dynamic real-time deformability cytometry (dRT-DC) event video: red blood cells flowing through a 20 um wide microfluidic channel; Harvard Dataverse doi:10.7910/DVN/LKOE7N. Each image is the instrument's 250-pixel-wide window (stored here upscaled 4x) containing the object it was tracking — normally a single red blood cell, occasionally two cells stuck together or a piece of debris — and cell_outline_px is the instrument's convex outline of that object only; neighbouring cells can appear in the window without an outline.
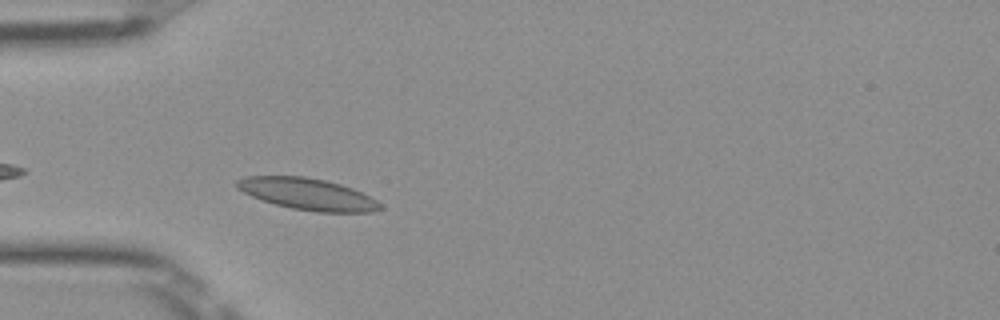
{"species": "Egyptian fruit bat (a non-hibernating species)", "species_latin": "Rousettus aegyptiacus", "temperature_condition": "room temperature", "stored_images_in_passage": 30, "camera_frame_rate_fps": 3000, "um_per_image_px": 0.085, "frame": {"image": 1, "passage_image": 3, "time_ms": 0.667, "image_size_px": [1000, 320], "cell_outline_px": [[384, 208], [372, 212], [316, 212], [292, 208], [276, 204], [252, 196], [236, 188], [236, 180], [244, 176], [304, 176], [324, 180], [340, 184], [352, 188], [376, 200]], "centroid_in_image_um": [26.14, 16.49], "position_along_channel_um": 58.9, "area_um2": 26.18}}
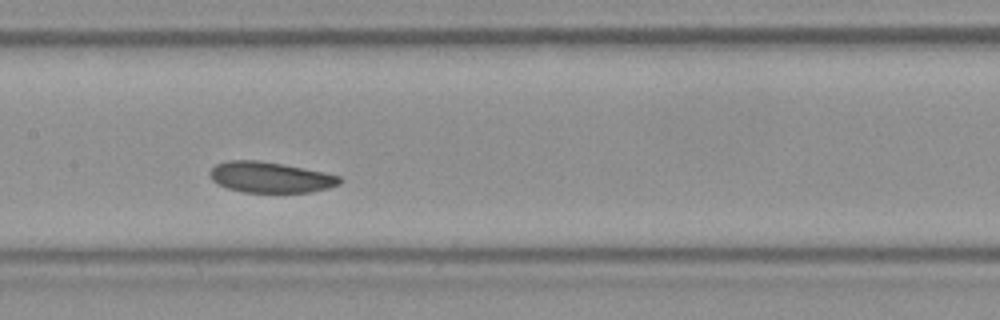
{"frame": {"image": 2, "passage_image": 13, "time_ms": 4.0, "image_size_px": [1000, 320], "cell_outline_px": [[344, 180], [340, 184], [328, 188], [312, 192], [244, 192], [228, 188], [212, 180], [208, 172], [216, 164], [228, 160], [260, 160], [284, 164], [324, 172], [340, 176]], "centroid_in_image_um": [23.0, 15.06], "position_along_channel_um": 184.4, "area_um2": 23.35}}
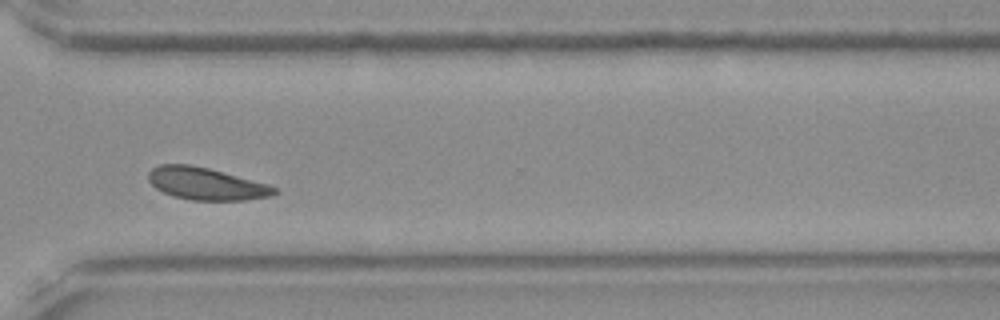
{"frame": {"image": 3, "passage_image": 26, "time_ms": 8.333, "image_size_px": [1000, 320], "cell_outline_px": [[276, 192], [272, 196], [244, 200], [192, 200], [172, 196], [156, 188], [148, 180], [148, 172], [152, 168], [160, 164], [188, 164], [208, 168], [268, 184], [276, 188]], "centroid_in_image_um": [17.49, 15.61], "position_along_channel_um": 353.1, "area_um2": 23.52}, "authors_computed_cell_mechanics": {"area_um2": 23.6113, "velocity_mm_per_s": 3.8939, "shape_relaxation_time_tau1_ms": 1.4162, "shape_relaxation_time_tau2_ms": 2.5046, "deformation_change_tau1": 0.053, "deformation_change_tau2": 0.0609}}